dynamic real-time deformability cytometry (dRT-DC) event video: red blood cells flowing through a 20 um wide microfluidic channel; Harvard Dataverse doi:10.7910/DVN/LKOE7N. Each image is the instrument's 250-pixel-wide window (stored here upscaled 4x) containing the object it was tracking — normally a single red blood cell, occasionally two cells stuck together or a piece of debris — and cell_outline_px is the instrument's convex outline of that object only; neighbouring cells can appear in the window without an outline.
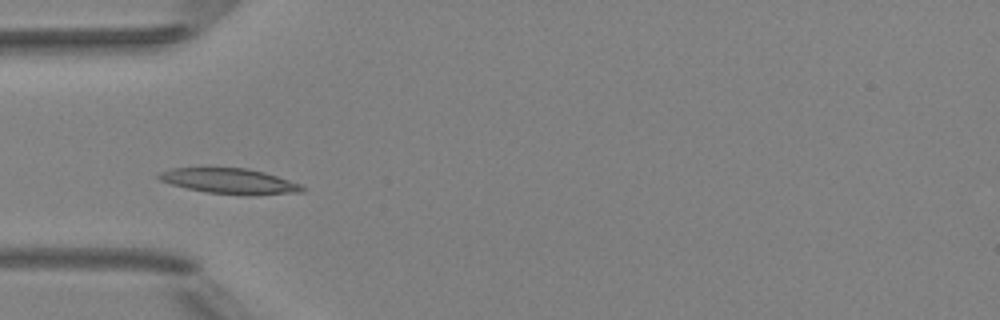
{"species": "Egyptian fruit bat (a non-hibernating species)", "species_latin": "Rousettus aegyptiacus", "temperature_condition": "room temperature", "stored_images_in_passage": 8, "camera_frame_rate_fps": 3000, "um_per_image_px": 0.085, "animal": {"sex": "female"}, "frame": {"image": 1, "passage_image": 5, "time_ms": 5.0, "image_size_px": [1000, 320], "cell_outline_px": [[308, 188], [304, 192], [248, 196], [208, 192], [188, 188], [172, 184], [160, 180], [156, 176], [160, 172], [168, 168], [248, 168], [264, 172], [300, 184]], "centroid_in_image_um": [19.56, 15.4], "position_along_channel_um": 65.4, "area_um2": 21.27}}
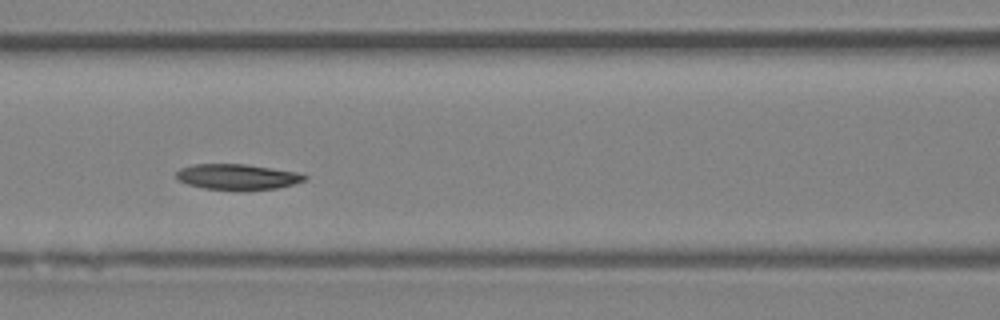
{"frame": {"image": 2, "passage_image": 7, "time_ms": 7.0, "image_size_px": [1000, 320], "cell_outline_px": [[308, 176], [304, 180], [292, 184], [276, 188], [240, 192], [204, 188], [188, 184], [180, 180], [176, 176], [176, 172], [180, 168], [196, 164], [248, 164], [300, 172]], "centroid_in_image_um": [20.21, 15.04], "position_along_channel_um": 146.4, "area_um2": 19.54}}
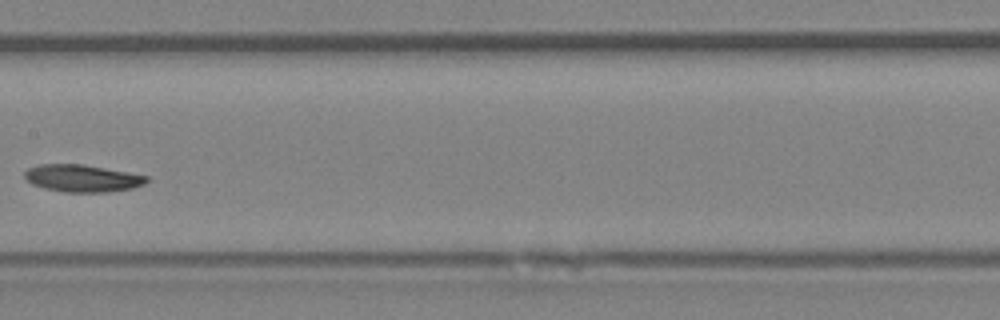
{"frame": {"image": 3, "passage_image": 8, "time_ms": 8.333, "image_size_px": [1000, 320], "cell_outline_px": [[148, 180], [144, 184], [132, 188], [108, 192], [64, 192], [44, 188], [32, 184], [24, 180], [24, 172], [28, 168], [36, 164], [84, 164], [128, 172], [148, 176]], "centroid_in_image_um": [6.95, 15.15], "position_along_channel_um": 200.5, "area_um2": 19.54}}